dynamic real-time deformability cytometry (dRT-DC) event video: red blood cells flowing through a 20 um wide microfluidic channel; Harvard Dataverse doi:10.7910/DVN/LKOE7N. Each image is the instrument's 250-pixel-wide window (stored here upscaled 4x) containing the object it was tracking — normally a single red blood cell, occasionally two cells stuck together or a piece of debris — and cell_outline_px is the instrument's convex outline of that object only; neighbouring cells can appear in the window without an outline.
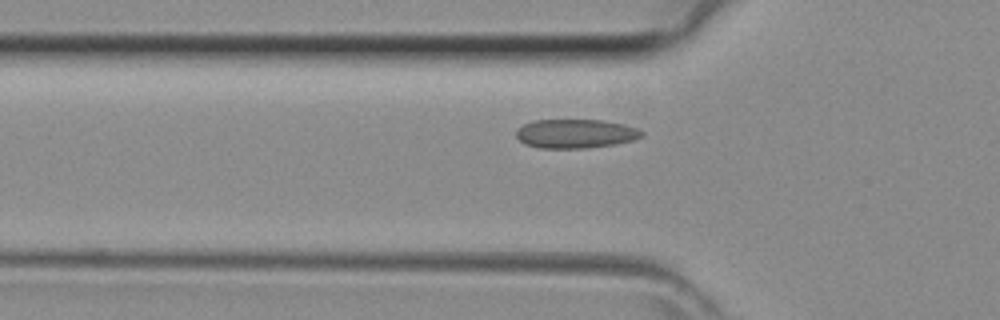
{"species": "common noctule bat (a hibernating species)", "species_latin": "Nyctalus noctula", "temperature_condition": "room temperature", "stored_images_in_passage": 30, "camera_frame_rate_fps": 3000, "um_per_image_px": 0.085, "animal": {"sex": "female", "body_mass_g": 29.2, "forearm_length_mm": 56.3}, "frame": {"image": 1, "passage_image": 5, "time_ms": 1.333, "image_size_px": [1000, 320], "cell_outline_px": [[644, 136], [632, 140], [616, 144], [588, 148], [540, 148], [524, 144], [516, 136], [516, 128], [532, 120], [604, 120], [624, 124], [636, 128], [644, 132]], "centroid_in_image_um": [48.91, 11.36], "position_along_channel_um": 76.9, "area_um2": 21.39}}
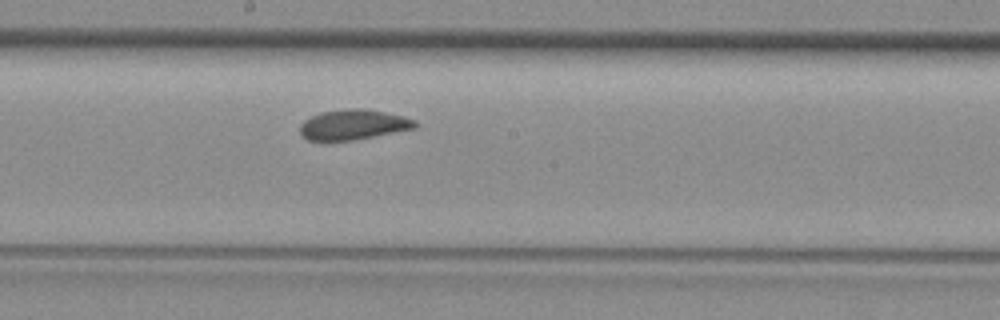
{"frame": {"image": 2, "passage_image": 14, "time_ms": 4.333, "image_size_px": [1000, 320], "cell_outline_px": [[416, 124], [412, 128], [352, 140], [308, 140], [300, 132], [300, 124], [304, 120], [320, 112], [348, 108], [364, 108], [404, 116], [416, 120]], "centroid_in_image_um": [29.99, 10.57], "position_along_channel_um": 218.2, "area_um2": 19.83}}
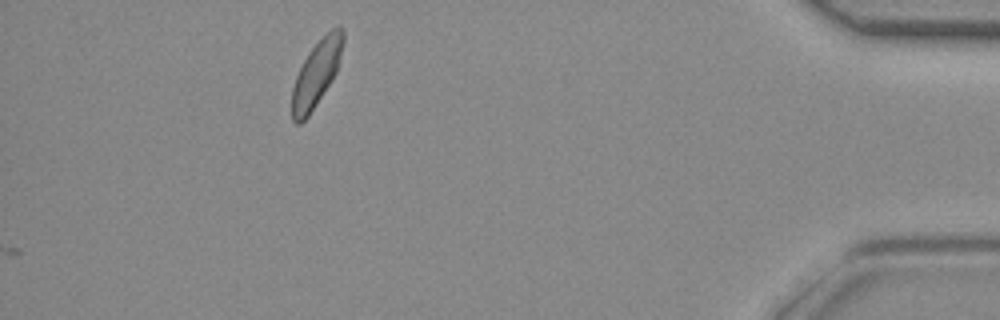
{"frame": {"image": 3, "passage_image": 30, "time_ms": 9.667, "image_size_px": [1000, 320], "cell_outline_px": [[344, 40], [336, 72], [308, 116], [300, 124], [296, 124], [292, 120], [292, 88], [296, 76], [308, 52], [332, 28], [340, 24], [344, 32]], "centroid_in_image_um": [26.89, 6.25], "position_along_channel_um": 408.3, "area_um2": 19.13}}